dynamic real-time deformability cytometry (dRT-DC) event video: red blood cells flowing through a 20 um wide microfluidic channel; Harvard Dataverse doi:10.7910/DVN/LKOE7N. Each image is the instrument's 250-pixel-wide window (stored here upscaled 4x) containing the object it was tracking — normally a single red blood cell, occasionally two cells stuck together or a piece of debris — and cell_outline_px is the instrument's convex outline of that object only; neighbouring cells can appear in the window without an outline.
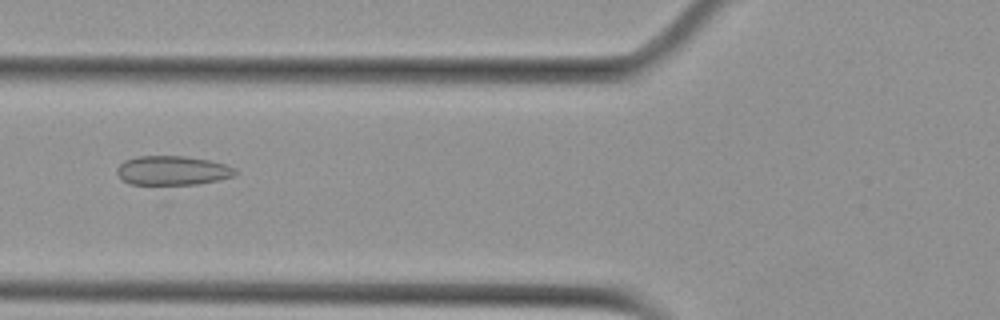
{"species": "Egyptian fruit bat (a non-hibernating species)", "species_latin": "Rousettus aegyptiacus", "temperature_condition": "cold", "stored_images_in_passage": 7, "camera_frame_rate_fps": 3000, "um_per_image_px": 0.085, "animal": {"sex": "female"}, "frame": {"image": 1, "passage_image": 6, "time_ms": 5.667, "image_size_px": [1000, 320], "cell_outline_px": [[240, 172], [236, 176], [196, 184], [132, 184], [124, 180], [116, 172], [116, 168], [124, 160], [136, 156], [188, 156], [212, 160], [236, 168]], "centroid_in_image_um": [14.71, 14.47], "position_along_channel_um": 111.1, "area_um2": 20.29}}
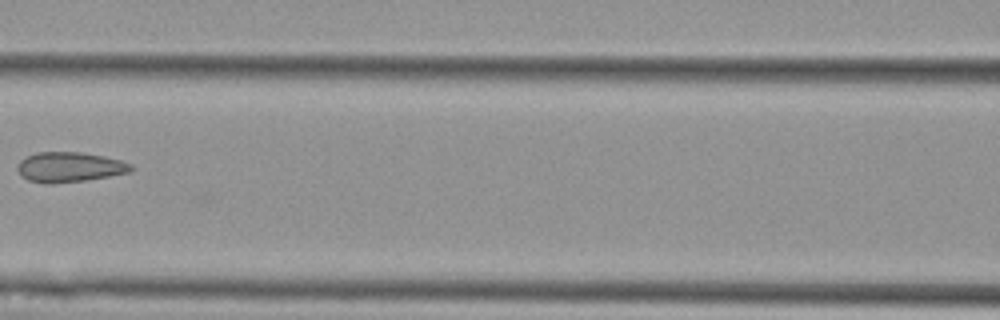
{"frame": {"image": 2, "passage_image": 7, "time_ms": 7.0, "image_size_px": [1000, 320], "cell_outline_px": [[136, 168], [132, 172], [88, 180], [52, 184], [28, 180], [20, 176], [16, 168], [20, 160], [36, 152], [80, 152], [104, 156], [120, 160], [132, 164]], "centroid_in_image_um": [5.94, 14.21], "position_along_channel_um": 160.7, "area_um2": 20.11}}